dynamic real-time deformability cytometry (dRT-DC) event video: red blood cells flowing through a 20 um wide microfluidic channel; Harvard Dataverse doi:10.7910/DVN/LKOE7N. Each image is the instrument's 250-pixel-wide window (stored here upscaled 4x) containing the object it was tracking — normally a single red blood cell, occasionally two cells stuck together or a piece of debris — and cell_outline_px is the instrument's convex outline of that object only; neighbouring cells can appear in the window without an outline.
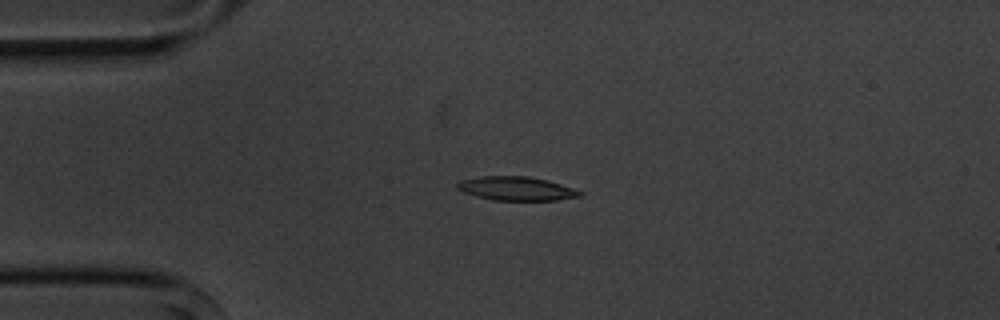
{"species": "common noctule bat (a hibernating species)", "species_latin": "Nyctalus noctula", "temperature_condition": "cold", "stored_images_in_passage": 8, "camera_frame_rate_fps": 3000, "um_per_image_px": 0.085, "animal": {"sex": "male", "body_mass_g": 20.1, "forearm_length_mm": 53.5}, "frame": {"image": 1, "passage_image": 4, "time_ms": 3.333, "image_size_px": [1000, 320], "cell_outline_px": [[584, 192], [580, 196], [556, 200], [492, 200], [476, 196], [464, 192], [456, 188], [456, 184], [460, 180], [480, 176], [528, 176], [548, 180]], "centroid_in_image_um": [43.86, 16.02], "position_along_channel_um": 41.1, "area_um2": 16.99}}
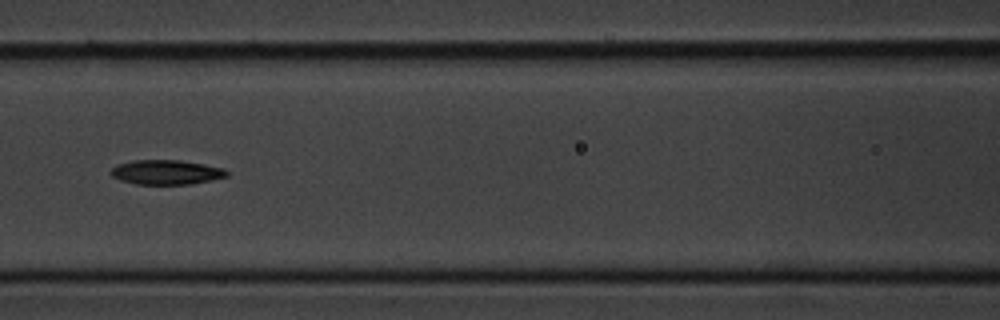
{"frame": {"image": 2, "passage_image": 7, "time_ms": 7.0, "image_size_px": [1000, 320], "cell_outline_px": [[228, 176], [212, 180], [188, 184], [136, 184], [120, 180], [112, 176], [108, 172], [116, 164], [132, 160], [180, 160], [204, 164], [224, 168], [228, 172]], "centroid_in_image_um": [14.1, 14.63], "position_along_channel_um": 152.5, "area_um2": 16.7}}
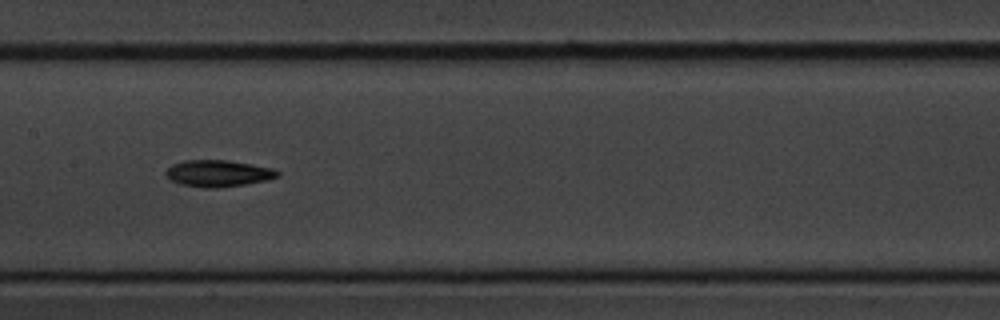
{"frame": {"image": 3, "passage_image": 8, "time_ms": 8.0, "image_size_px": [1000, 320], "cell_outline_px": [[280, 176], [268, 180], [220, 188], [204, 188], [180, 184], [172, 180], [164, 172], [172, 164], [184, 160], [228, 160], [252, 164], [272, 168], [280, 172]], "centroid_in_image_um": [18.56, 14.73], "position_along_channel_um": 188.8, "area_um2": 17.4}}